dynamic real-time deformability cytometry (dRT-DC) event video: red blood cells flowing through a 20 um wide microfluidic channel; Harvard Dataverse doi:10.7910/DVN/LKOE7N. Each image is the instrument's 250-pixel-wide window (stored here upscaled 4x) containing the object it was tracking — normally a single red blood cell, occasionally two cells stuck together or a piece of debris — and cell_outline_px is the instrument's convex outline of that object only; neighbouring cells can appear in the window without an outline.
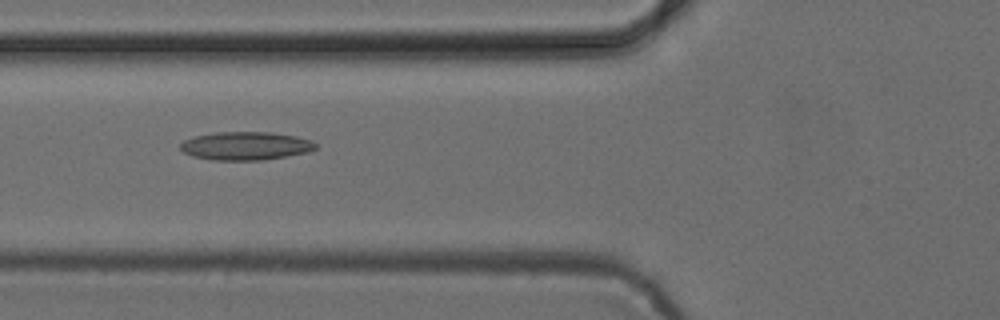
{"species": "common noctule bat (a hibernating species)", "species_latin": "Nyctalus noctula", "temperature_condition": "cold", "stored_images_in_passage": 37, "camera_frame_rate_fps": 3000, "um_per_image_px": 0.085, "animal": {"sex": "female", "body_mass_g": 24.6, "forearm_length_mm": 56.2}, "frame": {"image": 1, "passage_image": 6, "time_ms": 1.667, "image_size_px": [1000, 320], "cell_outline_px": [[316, 148], [308, 152], [264, 160], [212, 160], [192, 156], [184, 152], [180, 148], [180, 144], [184, 140], [196, 136], [216, 132], [268, 132], [296, 136], [312, 140], [316, 144]], "centroid_in_image_um": [20.88, 12.4], "position_along_channel_um": 104.9, "area_um2": 22.25}}
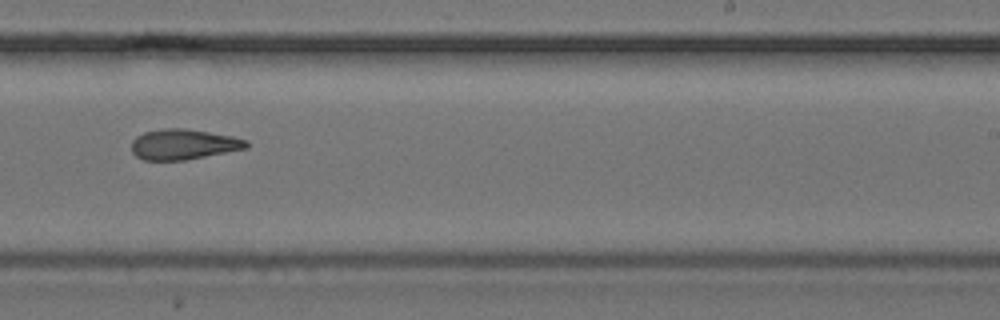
{"frame": {"image": 2, "passage_image": 19, "time_ms": 6.0, "image_size_px": [1000, 320], "cell_outline_px": [[248, 148], [184, 160], [144, 160], [136, 156], [132, 152], [132, 140], [136, 136], [144, 132], [164, 128], [184, 128], [232, 136], [248, 140]], "centroid_in_image_um": [15.58, 12.26], "position_along_channel_um": 273.4, "area_um2": 20.29}}
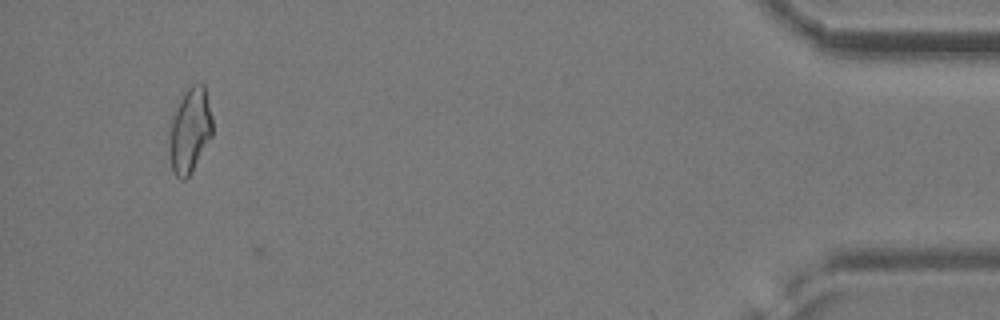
{"frame": {"image": 3, "passage_image": 36, "time_ms": 11.667, "image_size_px": [1000, 320], "cell_outline_px": [[212, 136], [192, 172], [184, 180], [180, 180], [172, 172], [168, 152], [168, 148], [172, 120], [176, 108], [184, 92], [192, 84], [204, 84], [212, 116]], "centroid_in_image_um": [16.14, 11.13], "position_along_channel_um": 419.1, "area_um2": 21.39}, "authors_computed_cell_mechanics": {"area_um2": 20.519, "velocity_mm_per_s": 3.8795, "shape_relaxation_time_tau1_ms": null, "shape_relaxation_time_tau2_ms": 2.4582, "deformation_change_tau1": null, "deformation_change_tau2": 0.0986}}